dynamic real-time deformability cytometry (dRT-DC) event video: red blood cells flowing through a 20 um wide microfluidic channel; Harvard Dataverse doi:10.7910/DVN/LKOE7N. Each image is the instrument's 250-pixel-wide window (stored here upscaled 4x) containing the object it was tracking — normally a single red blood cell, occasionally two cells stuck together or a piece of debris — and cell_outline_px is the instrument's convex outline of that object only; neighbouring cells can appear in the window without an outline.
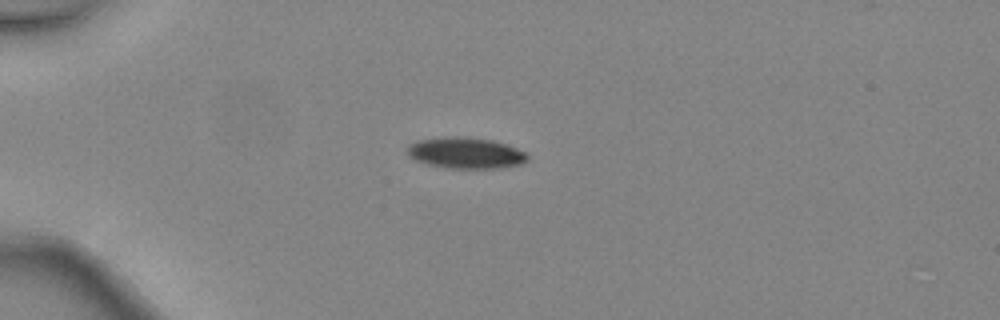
{"species": "common noctule bat (a hibernating species)", "species_latin": "Nyctalus noctula", "temperature_condition": "warm", "stored_images_in_passage": 4, "camera_frame_rate_fps": 3000, "um_per_image_px": 0.085, "animal": {"sex": "female", "body_mass_g": 24.6, "forearm_length_mm": 56.2}, "frame": {"image": 1, "passage_image": 2, "time_ms": 0.333, "image_size_px": [1000, 320], "cell_outline_px": [[528, 160], [520, 164], [496, 168], [448, 168], [428, 164], [416, 160], [408, 156], [408, 144], [416, 140], [444, 136], [464, 136], [492, 140], [516, 148], [524, 152], [528, 156]], "centroid_in_image_um": [39.54, 12.98], "position_along_channel_um": 45.5, "area_um2": 21.79}}
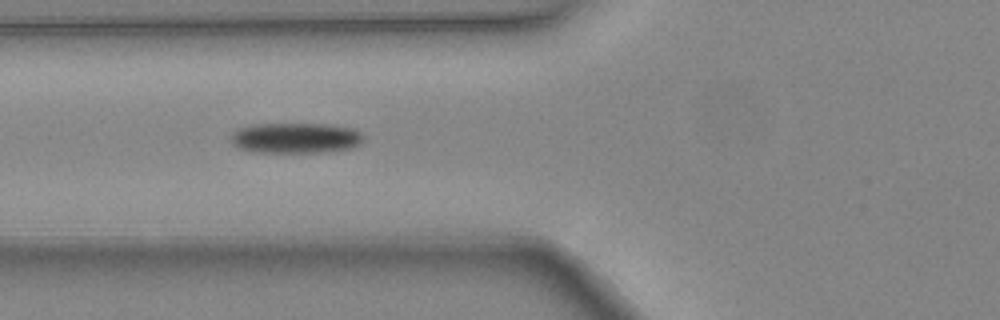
{"frame": {"image": 2, "passage_image": 4, "time_ms": 1.0, "image_size_px": [1000, 320], "cell_outline_px": [[364, 140], [360, 144], [348, 148], [324, 152], [252, 152], [236, 148], [232, 144], [228, 136], [232, 132], [240, 128], [256, 124], [328, 124], [352, 128], [360, 132], [364, 136]], "centroid_in_image_um": [25.08, 11.73], "position_along_channel_um": 100.7, "area_um2": 23.76}}